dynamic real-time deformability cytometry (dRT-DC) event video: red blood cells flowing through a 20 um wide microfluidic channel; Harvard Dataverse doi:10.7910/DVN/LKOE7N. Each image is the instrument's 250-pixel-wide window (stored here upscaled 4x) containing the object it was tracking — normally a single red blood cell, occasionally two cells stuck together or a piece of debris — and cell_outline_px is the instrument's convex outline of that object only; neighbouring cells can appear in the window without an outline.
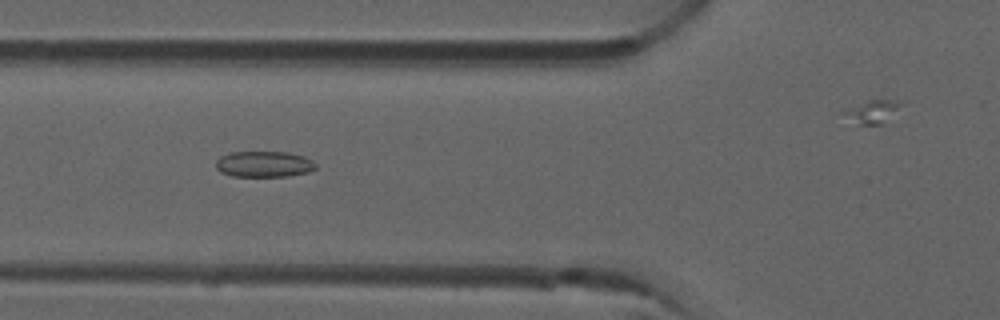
{"species": "common noctule bat (a hibernating species)", "species_latin": "Nyctalus noctula", "temperature_condition": "room temperature", "stored_images_in_passage": 6, "camera_frame_rate_fps": 3000, "um_per_image_px": 0.085, "animal": {"sex": "male", "forearm_length_mm": 52.5}, "frame": {"image": 1, "passage_image": 2, "time_ms": 0.333, "image_size_px": [1000, 320], "cell_outline_px": [[316, 168], [308, 172], [288, 176], [232, 176], [220, 172], [216, 168], [216, 160], [220, 156], [232, 152], [288, 152], [304, 156], [312, 160], [316, 164]], "centroid_in_image_um": [22.43, 13.95], "position_along_channel_um": 103.4, "area_um2": 15.14}}
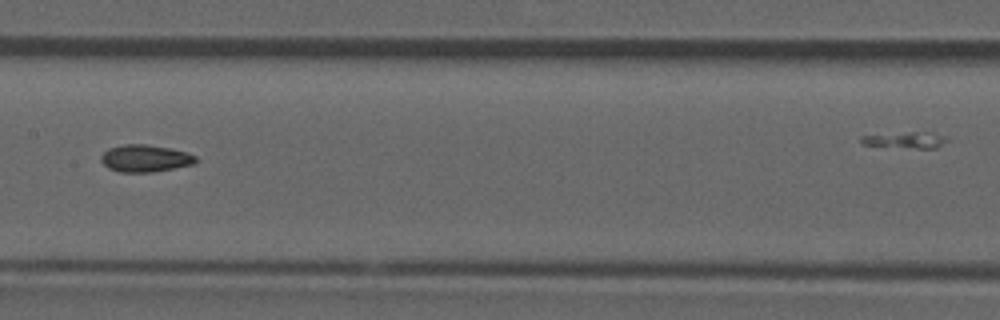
{"frame": {"image": 2, "passage_image": 4, "time_ms": 1.0, "image_size_px": [1000, 320], "cell_outline_px": [[196, 160], [192, 164], [152, 172], [120, 172], [108, 168], [100, 160], [100, 156], [108, 148], [124, 144], [144, 144], [168, 148], [184, 152], [196, 156]], "centroid_in_image_um": [12.27, 13.46], "position_along_channel_um": 195.1, "area_um2": 14.74}}
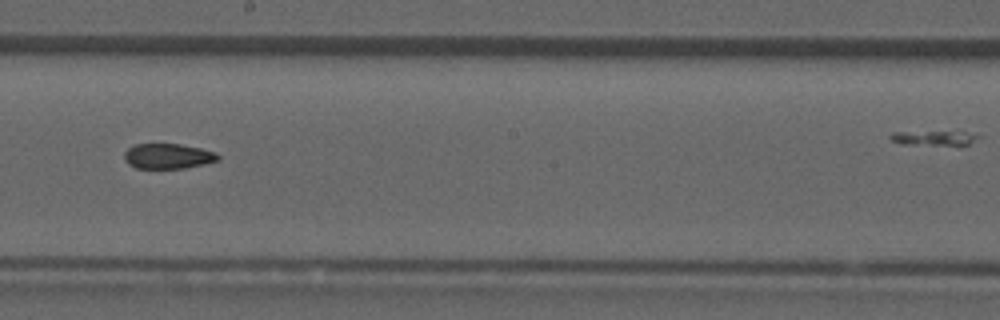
{"frame": {"image": 3, "passage_image": 5, "time_ms": 1.333, "image_size_px": [1000, 320], "cell_outline_px": [[220, 160], [204, 164], [184, 168], [136, 168], [128, 164], [124, 160], [124, 152], [128, 148], [136, 144], [180, 144], [200, 148], [216, 152], [220, 156]], "centroid_in_image_um": [14.28, 13.27], "position_along_channel_um": 233.9, "area_um2": 13.81}}